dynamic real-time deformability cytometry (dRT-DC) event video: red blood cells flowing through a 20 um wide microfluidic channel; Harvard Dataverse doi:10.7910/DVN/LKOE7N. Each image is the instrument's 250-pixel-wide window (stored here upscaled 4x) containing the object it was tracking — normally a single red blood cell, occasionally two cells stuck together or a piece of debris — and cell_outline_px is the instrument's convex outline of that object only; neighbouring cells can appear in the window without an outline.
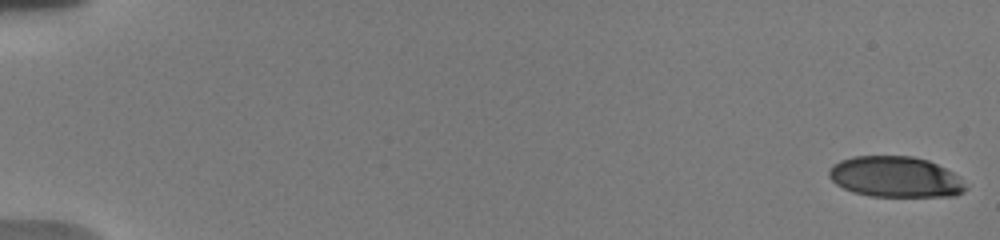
{"species": "human", "species_latin": "Homo sapiens", "temperature_condition": "warm", "stored_images_in_passage": 21, "camera_frame_rate_fps": 3000, "um_per_image_px": 0.085, "donor": {"sex": "male"}, "frame": {"image": 1, "passage_image": 1, "time_ms": 0.0, "image_size_px": [1000, 240], "cell_outline_px": [[968, 188], [964, 192], [956, 196], [872, 196], [852, 192], [836, 184], [828, 176], [828, 168], [832, 164], [840, 160], [852, 156], [912, 156], [928, 160], [960, 176]], "centroid_in_image_um": [76.1, 15.03], "position_along_channel_um": 8.9, "area_um2": 32.71}}
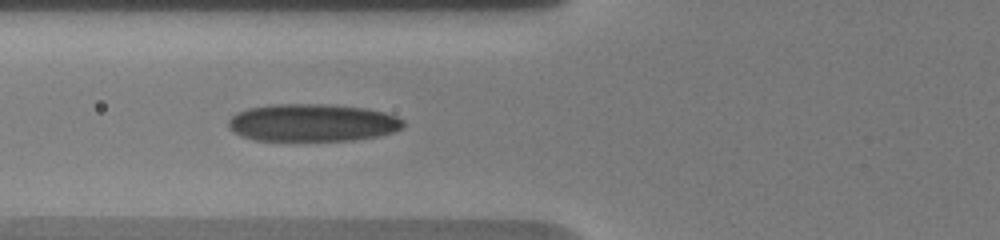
{"frame": {"image": 2, "passage_image": 18, "time_ms": 7.333, "image_size_px": [1000, 240], "cell_outline_px": [[404, 124], [400, 128], [392, 132], [376, 136], [352, 140], [256, 140], [240, 136], [232, 132], [228, 124], [228, 120], [236, 112], [248, 108], [272, 104], [324, 104], [368, 108], [384, 112], [396, 116], [404, 120]], "centroid_in_image_um": [26.52, 10.42], "position_along_channel_um": 99.3, "area_um2": 38.26}}
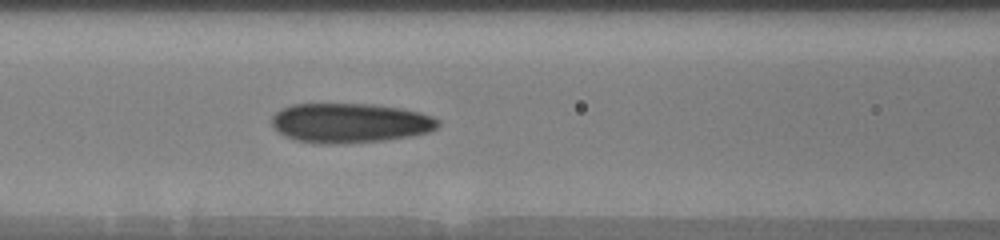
{"frame": {"image": 3, "passage_image": 21, "time_ms": 8.333, "image_size_px": [1000, 240], "cell_outline_px": [[440, 124], [436, 128], [428, 132], [412, 136], [388, 140], [344, 144], [316, 144], [296, 140], [284, 136], [272, 124], [272, 116], [280, 108], [292, 104], [372, 104], [400, 108], [420, 112], [432, 116], [440, 120]], "centroid_in_image_um": [29.76, 10.46], "position_along_channel_um": 136.8, "area_um2": 38.78}}